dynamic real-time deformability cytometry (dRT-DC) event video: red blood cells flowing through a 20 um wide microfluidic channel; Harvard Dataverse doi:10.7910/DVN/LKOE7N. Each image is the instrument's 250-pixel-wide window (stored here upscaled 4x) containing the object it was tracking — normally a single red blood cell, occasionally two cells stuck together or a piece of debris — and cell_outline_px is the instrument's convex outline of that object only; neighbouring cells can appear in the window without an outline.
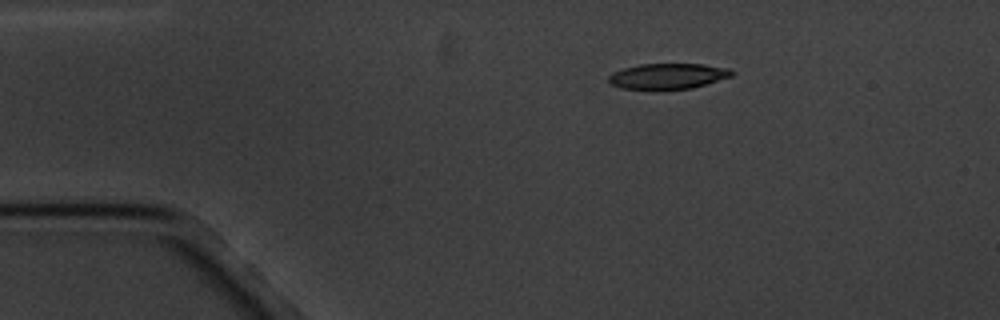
{"species": "common noctule bat (a hibernating species)", "species_latin": "Nyctalus noctula", "temperature_condition": "cold", "stored_images_in_passage": 3, "camera_frame_rate_fps": 3000, "um_per_image_px": 0.085, "animal": {"sex": "male", "body_mass_g": 20.1, "forearm_length_mm": 53.5}, "frame": {"image": 1, "passage_image": 1, "time_ms": 0.0, "image_size_px": [1000, 320], "cell_outline_px": [[732, 76], [692, 88], [620, 88], [612, 84], [608, 80], [608, 76], [612, 72], [624, 68], [640, 64], [704, 64], [728, 68], [732, 72]], "centroid_in_image_um": [56.75, 6.45], "position_along_channel_um": 28.2, "area_um2": 17.92}}
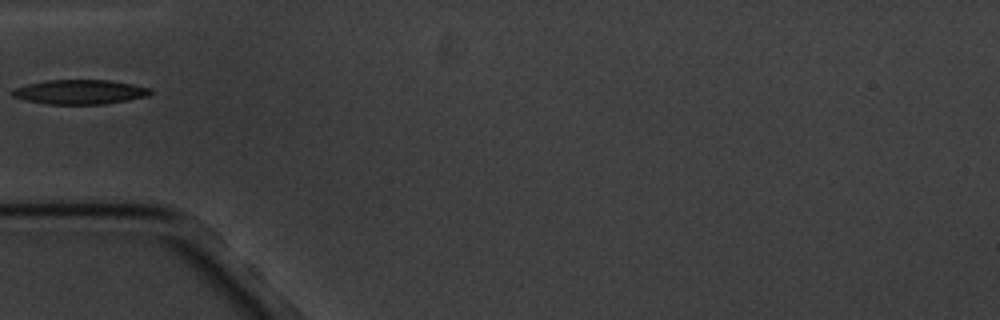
{"frame": {"image": 2, "passage_image": 3, "time_ms": 3.0, "image_size_px": [1000, 320], "cell_outline_px": [[152, 92], [148, 96], [128, 100], [104, 104], [44, 104], [24, 100], [12, 96], [12, 92], [16, 88], [28, 84], [48, 80], [108, 80], [132, 84], [152, 88]], "centroid_in_image_um": [6.81, 7.82], "position_along_channel_um": 78.2, "area_um2": 19.65}}